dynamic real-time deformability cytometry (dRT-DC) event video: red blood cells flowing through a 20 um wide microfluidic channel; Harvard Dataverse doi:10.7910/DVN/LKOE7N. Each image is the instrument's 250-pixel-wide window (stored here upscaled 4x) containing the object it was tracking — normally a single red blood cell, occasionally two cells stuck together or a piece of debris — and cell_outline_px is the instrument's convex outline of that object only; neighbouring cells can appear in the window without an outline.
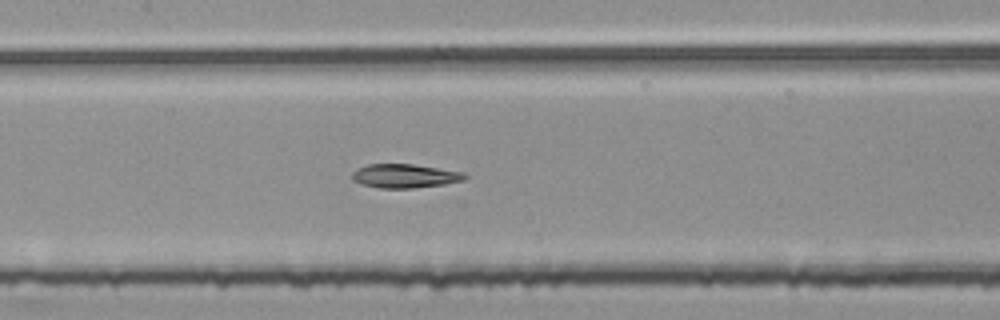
{"species": "common noctule bat (a hibernating species)", "species_latin": "Nyctalus noctula", "temperature_condition": "room temperature", "stored_images_in_passage": 54, "segment_of_instrument_passage": [2, 2], "camera_frame_rate_fps": 3000, "um_per_image_px": 0.085, "animal": {"sex": "female", "body_mass_g": 25.1}, "frame": {"image": 1, "passage_image": 26, "time_ms": 8.333, "image_size_px": [1000, 320], "cell_outline_px": [[468, 176], [464, 180], [444, 184], [412, 188], [380, 188], [360, 184], [352, 180], [352, 172], [356, 168], [368, 164], [412, 164], [464, 172]], "centroid_in_image_um": [34.38, 14.95], "position_along_channel_um": 173.0, "area_um2": 15.72}}
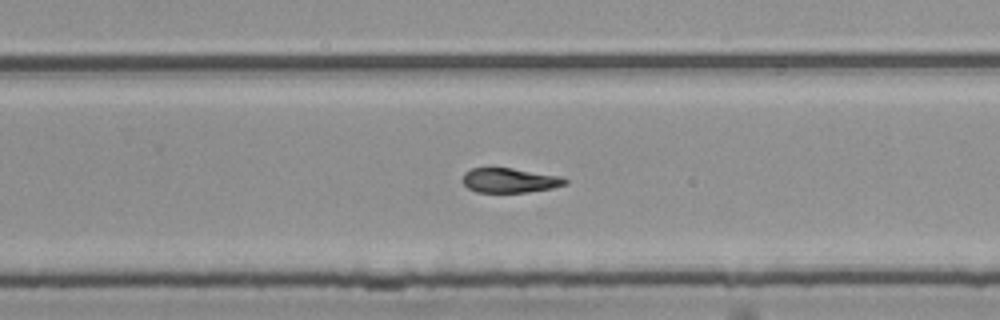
{"frame": {"image": 2, "passage_image": 35, "time_ms": 11.333, "image_size_px": [1000, 320], "cell_outline_px": [[568, 184], [552, 188], [528, 192], [476, 192], [468, 188], [460, 180], [464, 172], [472, 168], [512, 168], [560, 176], [568, 180]], "centroid_in_image_um": [43.3, 15.33], "position_along_channel_um": 286.5, "area_um2": 14.8}}
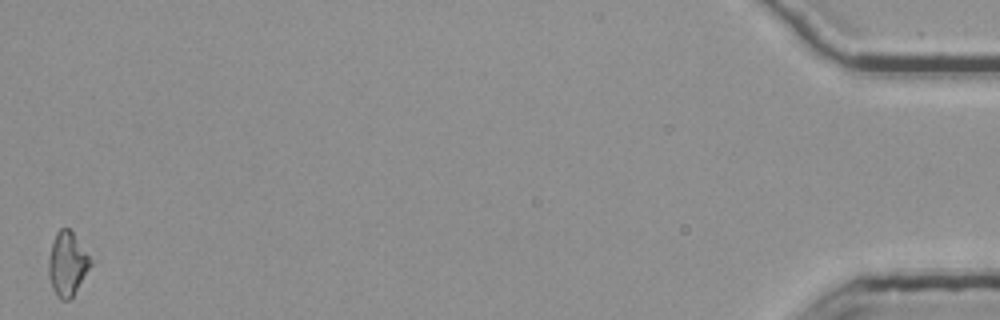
{"frame": {"image": 3, "passage_image": 54, "time_ms": 17.667, "image_size_px": [1000, 320], "cell_outline_px": [[96, 260], [72, 296], [68, 300], [60, 300], [56, 296], [52, 288], [48, 276], [48, 260], [52, 244], [56, 232], [60, 228], [68, 228], [72, 232]], "centroid_in_image_um": [5.77, 22.42], "position_along_channel_um": 429.4, "area_um2": 16.07}}